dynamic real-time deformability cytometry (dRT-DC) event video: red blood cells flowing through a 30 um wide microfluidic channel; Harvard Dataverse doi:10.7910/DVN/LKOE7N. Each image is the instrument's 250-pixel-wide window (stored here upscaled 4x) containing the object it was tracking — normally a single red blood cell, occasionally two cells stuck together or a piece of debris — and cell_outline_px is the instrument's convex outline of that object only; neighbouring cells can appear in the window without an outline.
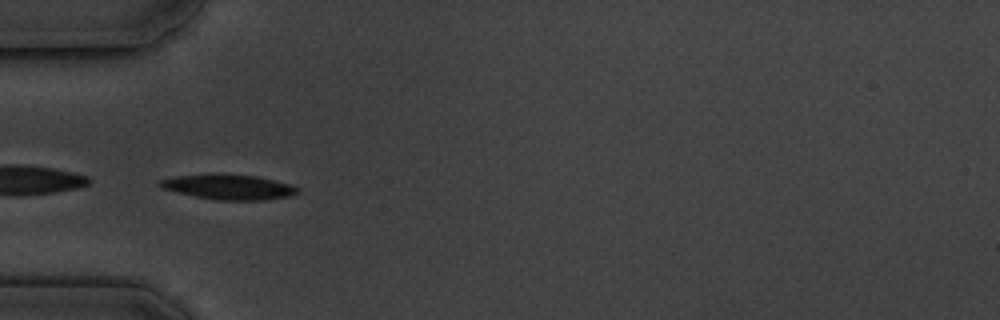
{"species": "common noctule bat (a hibernating species)", "species_latin": "Nyctalus noctula", "temperature_condition": "cold", "stored_images_in_passage": 7, "camera_frame_rate_fps": 3000, "um_per_image_px": 0.085, "animal": {"sex": "male", "body_mass_g": 19.5, "forearm_length_mm": 54.6}, "frame": {"image": 1, "passage_image": 4, "time_ms": 3.333, "image_size_px": [1000, 320], "cell_outline_px": [[300, 192], [288, 196], [264, 200], [216, 200], [196, 196], [160, 188], [156, 184], [156, 180], [176, 176], [256, 176], [292, 184], [300, 188]], "centroid_in_image_um": [19.46, 15.93], "position_along_channel_um": 65.5, "area_um2": 19.42}}